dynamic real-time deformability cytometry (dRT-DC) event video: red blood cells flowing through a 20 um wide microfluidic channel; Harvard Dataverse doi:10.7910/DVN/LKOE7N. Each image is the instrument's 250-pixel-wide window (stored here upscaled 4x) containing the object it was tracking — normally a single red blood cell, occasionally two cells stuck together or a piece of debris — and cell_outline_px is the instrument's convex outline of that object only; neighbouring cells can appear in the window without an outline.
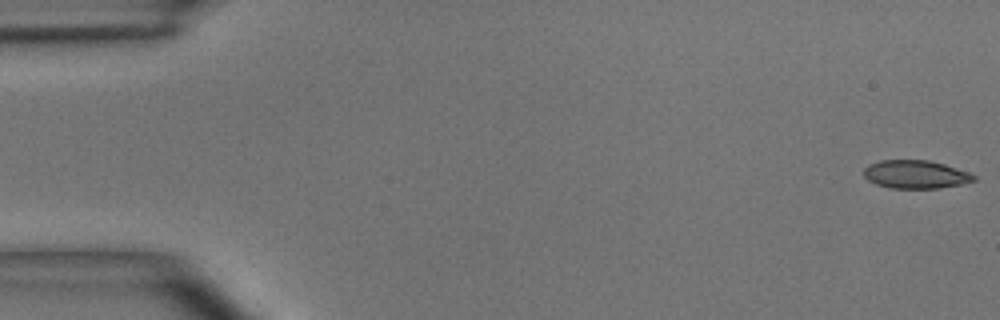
{"species": "common noctule bat (a hibernating species)", "species_latin": "Nyctalus noctula", "temperature_condition": "room temperature", "stored_images_in_passage": 49, "camera_frame_rate_fps": 3000, "um_per_image_px": 0.085, "animal": {"sex": "male", "body_mass_g": 15.6}, "frame": {"image": 1, "passage_image": 1, "time_ms": 0.0, "image_size_px": [1000, 320], "cell_outline_px": [[976, 180], [960, 184], [936, 188], [892, 188], [876, 184], [868, 180], [864, 176], [864, 168], [868, 164], [880, 160], [928, 160], [944, 164], [968, 172], [976, 176]], "centroid_in_image_um": [77.8, 14.81], "position_along_channel_um": 7.2, "area_um2": 17.98}}
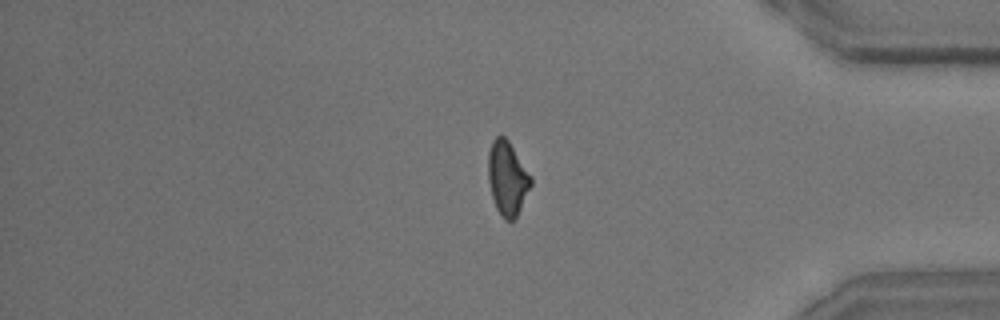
{"frame": {"image": 2, "passage_image": 41, "time_ms": 13.333, "image_size_px": [1000, 320], "cell_outline_px": [[532, 184], [516, 216], [512, 220], [504, 220], [496, 208], [492, 196], [488, 180], [488, 152], [492, 140], [496, 136], [504, 136], [508, 140], [532, 176]], "centroid_in_image_um": [43.12, 15.12], "position_along_channel_um": 392.1, "area_um2": 18.32}}
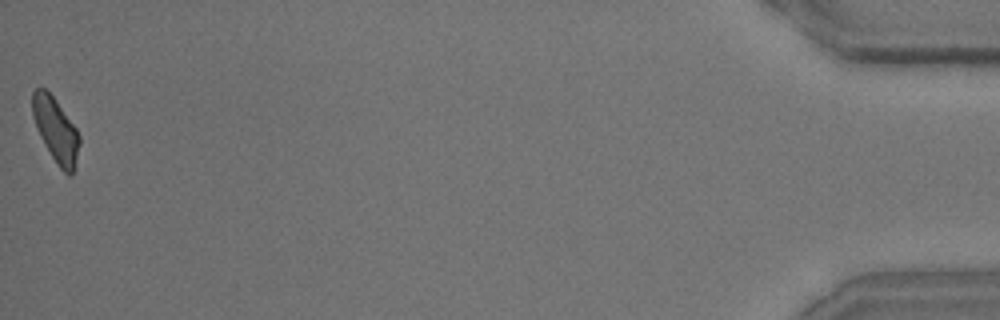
{"frame": {"image": 3, "passage_image": 49, "time_ms": 16.0, "image_size_px": [1000, 320], "cell_outline_px": [[80, 144], [72, 176], [68, 176], [60, 168], [44, 144], [40, 136], [32, 116], [32, 92], [36, 88], [44, 88], [52, 96], [76, 128], [80, 136]], "centroid_in_image_um": [4.74, 11.07], "position_along_channel_um": 430.5, "area_um2": 17.4}, "authors_computed_cell_mechanics": {"area_um2": 18.7272, "velocity_mm_per_s": 4.0806, "shape_relaxation_time_tau1_ms": 6.483, "shape_relaxation_time_tau2_ms": 1.9148, "deformation_change_tau1": 0.1911, "deformation_change_tau2": 0.0932}}